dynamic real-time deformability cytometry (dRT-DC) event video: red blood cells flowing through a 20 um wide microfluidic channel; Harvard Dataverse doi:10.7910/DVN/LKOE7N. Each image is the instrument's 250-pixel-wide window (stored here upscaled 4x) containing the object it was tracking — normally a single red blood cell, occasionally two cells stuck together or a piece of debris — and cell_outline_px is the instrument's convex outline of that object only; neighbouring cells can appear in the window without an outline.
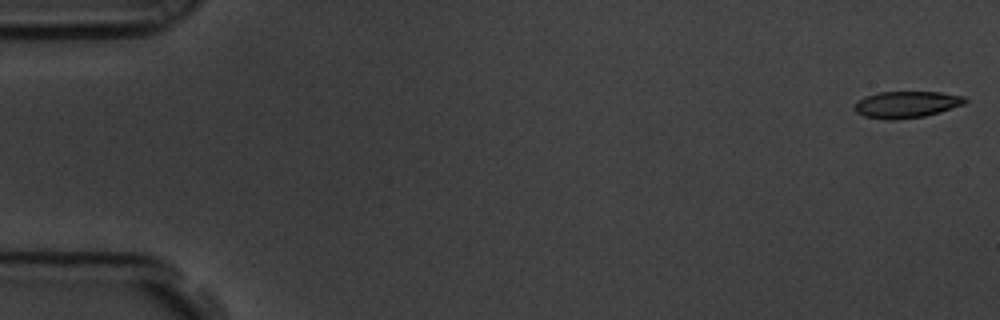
{"species": "common noctule bat (a hibernating species)", "species_latin": "Nyctalus noctula", "temperature_condition": "room temperature", "stored_images_in_passage": 58, "camera_frame_rate_fps": 3000, "um_per_image_px": 0.085, "animal": {"sex": "male", "body_mass_g": 19.5, "forearm_length_mm": 54.6}, "frame": {"image": 1, "passage_image": 1, "time_ms": 0.0, "image_size_px": [1000, 320], "cell_outline_px": [[968, 100], [964, 104], [940, 112], [924, 116], [892, 120], [884, 120], [864, 116], [856, 112], [852, 108], [856, 100], [864, 96], [876, 92], [940, 92], [964, 96]], "centroid_in_image_um": [76.99, 8.88], "position_along_channel_um": 8.0, "area_um2": 17.4}}
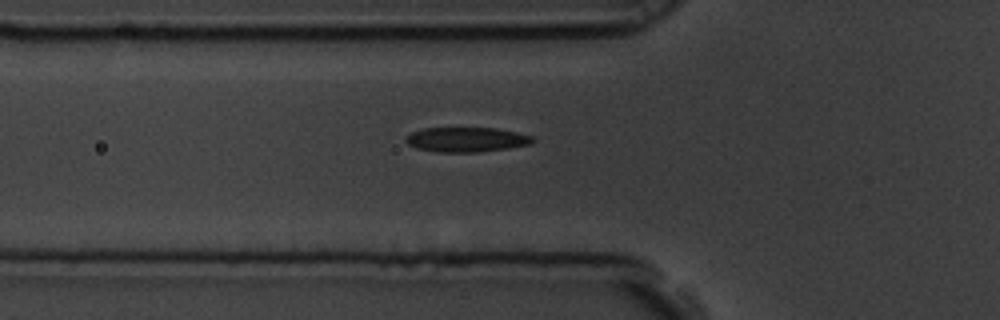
{"frame": {"image": 2, "passage_image": 20, "time_ms": 6.333, "image_size_px": [1000, 320], "cell_outline_px": [[536, 140], [532, 144], [508, 148], [476, 152], [436, 152], [416, 148], [408, 144], [404, 140], [412, 132], [424, 128], [496, 128], [516, 132], [532, 136]], "centroid_in_image_um": [39.66, 11.86], "position_along_channel_um": 86.1, "area_um2": 18.26}}
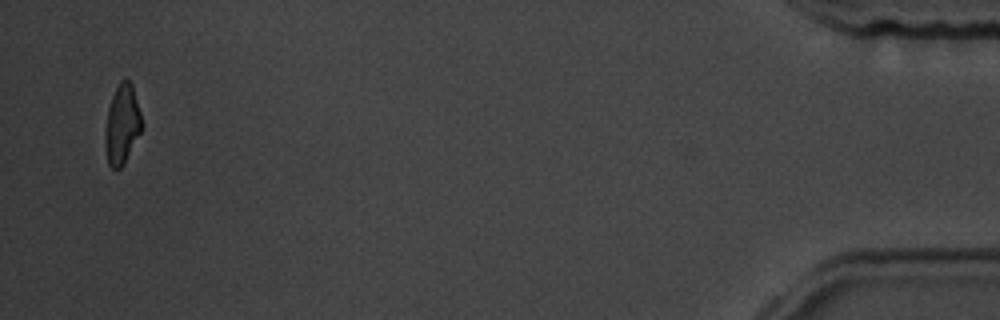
{"frame": {"image": 3, "passage_image": 56, "time_ms": 18.333, "image_size_px": [1000, 320], "cell_outline_px": [[140, 132], [124, 164], [116, 172], [108, 164], [104, 144], [104, 136], [108, 108], [112, 96], [120, 80], [128, 80], [132, 84], [140, 112]], "centroid_in_image_um": [10.34, 10.62], "position_along_channel_um": 424.9, "area_um2": 16.76}, "authors_computed_cell_mechanics": {"area_um2": 18.1492, "velocity_mm_per_s": 3.5412, "shape_relaxation_time_tau1_ms": 4.8199, "shape_relaxation_time_tau2_ms": 2.4322, "deformation_change_tau1": 0.1539, "deformation_change_tau2": 0.0868}}